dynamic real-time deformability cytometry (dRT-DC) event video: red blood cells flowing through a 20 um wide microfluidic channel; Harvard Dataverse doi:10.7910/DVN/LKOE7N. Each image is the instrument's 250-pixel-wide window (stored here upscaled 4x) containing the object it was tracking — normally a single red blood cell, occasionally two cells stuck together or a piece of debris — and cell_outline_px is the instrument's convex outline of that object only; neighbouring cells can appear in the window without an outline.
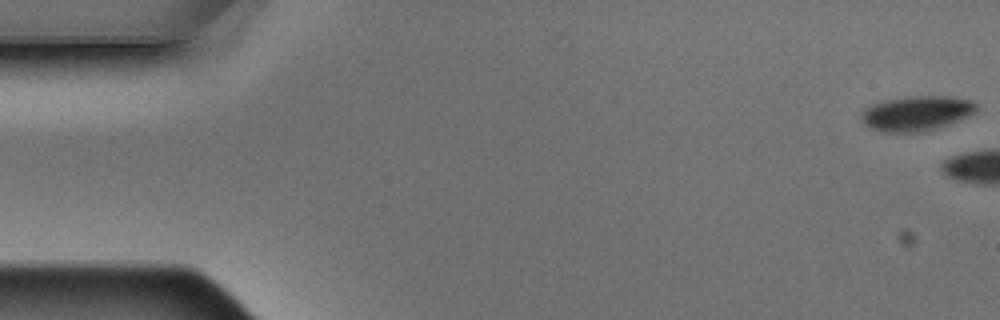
{"species": "Egyptian fruit bat (a non-hibernating species)", "species_latin": "Rousettus aegyptiacus", "temperature_condition": "warm", "stored_images_in_passage": 3, "camera_frame_rate_fps": 3000, "um_per_image_px": 0.085, "animal": {"sex": "male"}, "frame": {"image": 1, "passage_image": 1, "time_ms": 0.0, "image_size_px": [1000, 320], "cell_outline_px": [[976, 112], [960, 120], [924, 132], [880, 132], [864, 124], [860, 116], [864, 108], [872, 104], [888, 100], [908, 96], [952, 96], [972, 100], [976, 104]], "centroid_in_image_um": [77.91, 9.63], "position_along_channel_um": 7.1, "area_um2": 23.47}}